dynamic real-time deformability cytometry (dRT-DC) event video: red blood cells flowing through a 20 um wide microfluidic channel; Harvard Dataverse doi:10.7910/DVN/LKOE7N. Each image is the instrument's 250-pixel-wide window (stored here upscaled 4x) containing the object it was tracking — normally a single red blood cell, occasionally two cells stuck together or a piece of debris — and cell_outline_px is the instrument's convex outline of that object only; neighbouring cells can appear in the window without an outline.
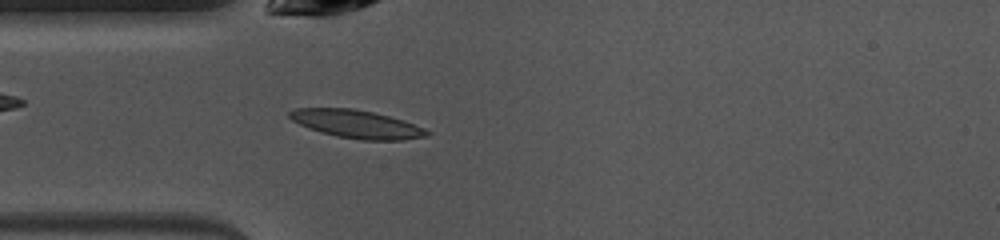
{"species": "common noctule bat (a hibernating species)", "species_latin": "Nyctalus noctula", "temperature_condition": "warm", "stored_images_in_passage": 39, "camera_frame_rate_fps": 3000, "um_per_image_px": 0.085, "animal": {"sex": "female", "body_mass_g": 10.0, "forearm_length_mm": 53.1}, "frame": {"image": 1, "passage_image": 3, "time_ms": 0.667, "image_size_px": [1000, 240], "cell_outline_px": [[432, 132], [428, 136], [404, 140], [360, 140], [336, 136], [320, 132], [308, 128], [292, 120], [288, 116], [288, 112], [296, 108], [352, 108], [372, 112], [404, 120], [424, 128]], "centroid_in_image_um": [30.33, 10.55], "position_along_channel_um": 54.7, "area_um2": 22.54}}
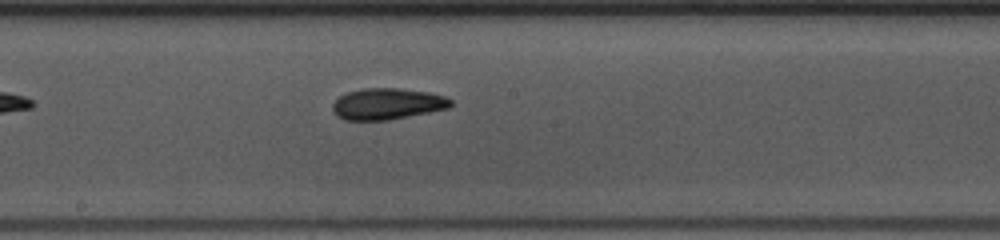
{"frame": {"image": 2, "passage_image": 15, "time_ms": 4.667, "image_size_px": [1000, 240], "cell_outline_px": [[452, 104], [448, 108], [388, 120], [344, 120], [336, 116], [332, 112], [332, 104], [340, 96], [348, 92], [364, 88], [400, 88], [428, 92], [444, 96], [452, 100]], "centroid_in_image_um": [32.88, 8.83], "position_along_channel_um": 215.3, "area_um2": 21.5}}
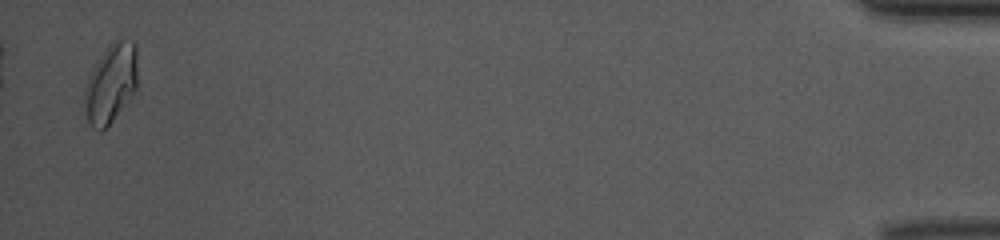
{"frame": {"image": 3, "passage_image": 38, "time_ms": 12.333, "image_size_px": [1000, 240], "cell_outline_px": [[136, 88], [112, 120], [100, 132], [92, 128], [88, 120], [84, 100], [84, 88], [92, 68], [96, 60], [108, 44], [112, 40], [136, 40]], "centroid_in_image_um": [9.4, 7.02], "position_along_channel_um": 425.8, "area_um2": 24.22}, "authors_computed_cell_mechanics": {"area_um2": 21.386, "velocity_mm_per_s": 4.0299, "shape_relaxation_time_tau1_ms": 6.71, "shape_relaxation_time_tau2_ms": 5.7394, "deformation_change_tau1": 0.172, "deformation_change_tau2": 0.1066}}